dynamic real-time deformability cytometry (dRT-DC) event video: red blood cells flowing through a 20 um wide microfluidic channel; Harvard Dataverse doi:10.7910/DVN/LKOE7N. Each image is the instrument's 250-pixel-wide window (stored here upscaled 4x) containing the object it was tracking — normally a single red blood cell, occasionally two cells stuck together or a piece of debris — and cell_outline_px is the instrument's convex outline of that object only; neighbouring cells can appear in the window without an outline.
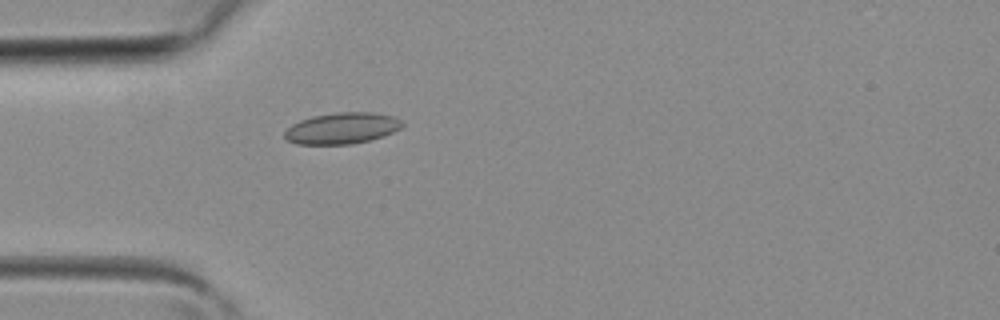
{"species": "common noctule bat (a hibernating species)", "species_latin": "Nyctalus noctula", "temperature_condition": "room temperature", "stored_images_in_passage": 3, "camera_frame_rate_fps": 3000, "um_per_image_px": 0.085, "animal": {"sex": "female", "body_mass_g": 19.3, "forearm_length_mm": 54.1}, "frame": {"image": 1, "passage_image": 3, "time_ms": 0.667, "image_size_px": [1000, 320], "cell_outline_px": [[404, 124], [400, 128], [384, 136], [352, 144], [296, 144], [288, 140], [284, 136], [284, 132], [292, 124], [300, 120], [312, 116], [336, 112], [372, 112], [392, 116], [400, 120]], "centroid_in_image_um": [29.05, 10.9], "position_along_channel_um": 55.9, "area_um2": 21.33}}